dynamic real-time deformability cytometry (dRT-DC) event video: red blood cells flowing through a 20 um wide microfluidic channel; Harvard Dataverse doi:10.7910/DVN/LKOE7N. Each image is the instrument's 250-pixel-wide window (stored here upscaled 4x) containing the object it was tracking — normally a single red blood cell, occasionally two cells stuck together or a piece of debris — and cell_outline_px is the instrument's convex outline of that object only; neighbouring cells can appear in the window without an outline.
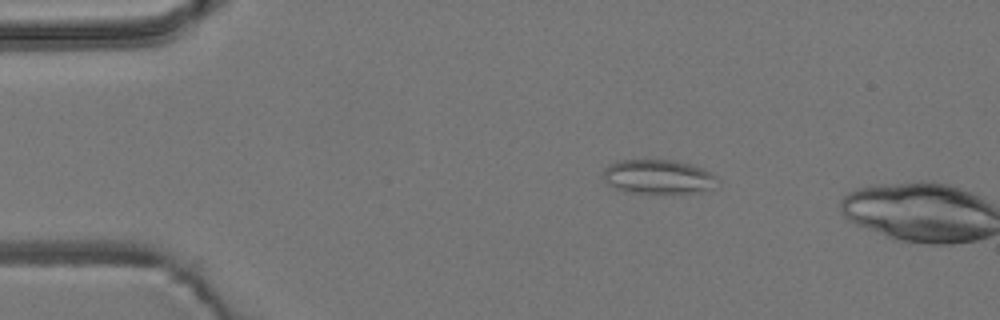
{"species": "common noctule bat (a hibernating species)", "species_latin": "Nyctalus noctula", "temperature_condition": "room temperature", "stored_images_in_passage": 10, "camera_frame_rate_fps": 3000, "um_per_image_px": 0.085, "animal": {"sex": "male", "body_mass_g": 19.2, "forearm_length_mm": 51.8}, "frame": {"image": 1, "passage_image": 9, "time_ms": 2.667, "image_size_px": [1000, 320], "cell_outline_px": [[720, 180], [712, 188], [700, 192], [632, 192], [616, 188], [608, 184], [604, 180], [604, 168], [608, 164], [616, 160], [672, 160], [692, 164], [716, 176]], "centroid_in_image_um": [55.94, 15.0], "position_along_channel_um": 29.1, "area_um2": 22.48}}